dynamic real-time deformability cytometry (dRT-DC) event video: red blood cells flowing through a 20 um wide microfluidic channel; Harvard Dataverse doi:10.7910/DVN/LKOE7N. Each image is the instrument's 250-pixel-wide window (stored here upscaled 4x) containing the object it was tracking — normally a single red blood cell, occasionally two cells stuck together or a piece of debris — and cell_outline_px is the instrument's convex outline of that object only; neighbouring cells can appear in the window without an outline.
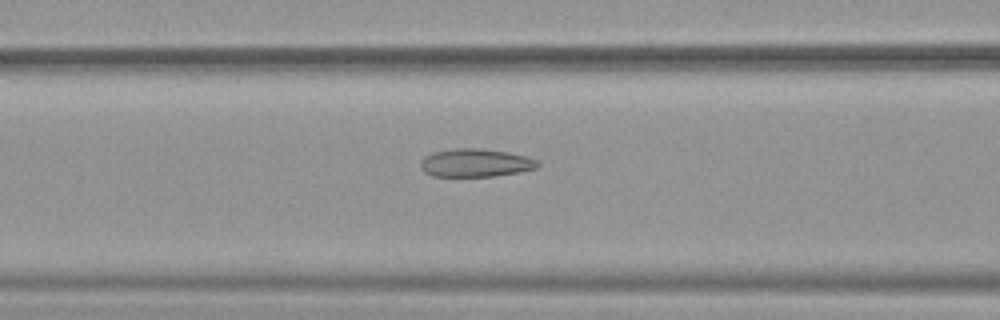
{"species": "common noctule bat (a hibernating species)", "species_latin": "Nyctalus noctula", "temperature_condition": "warm", "stored_images_in_passage": 51, "camera_frame_rate_fps": 3000, "um_per_image_px": 0.085, "animal": {"sex": "female", "body_mass_g": 19.9}, "frame": {"image": 1, "passage_image": 21, "time_ms": 6.667, "image_size_px": [1000, 320], "cell_outline_px": [[540, 164], [536, 168], [520, 172], [492, 176], [432, 176], [424, 172], [420, 168], [420, 160], [424, 156], [432, 152], [452, 148], [480, 148], [508, 152], [524, 156], [536, 160]], "centroid_in_image_um": [40.36, 13.83], "position_along_channel_um": 126.2, "area_um2": 19.31}}
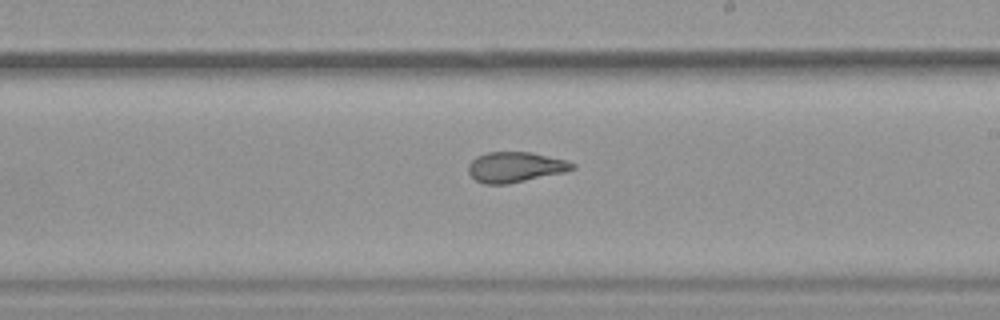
{"frame": {"image": 2, "passage_image": 30, "time_ms": 9.667, "image_size_px": [1000, 320], "cell_outline_px": [[576, 168], [564, 172], [508, 184], [484, 184], [476, 180], [468, 172], [468, 164], [476, 156], [488, 152], [532, 152], [568, 160], [576, 164]], "centroid_in_image_um": [43.82, 14.19], "position_along_channel_um": 245.2, "area_um2": 18.5}}
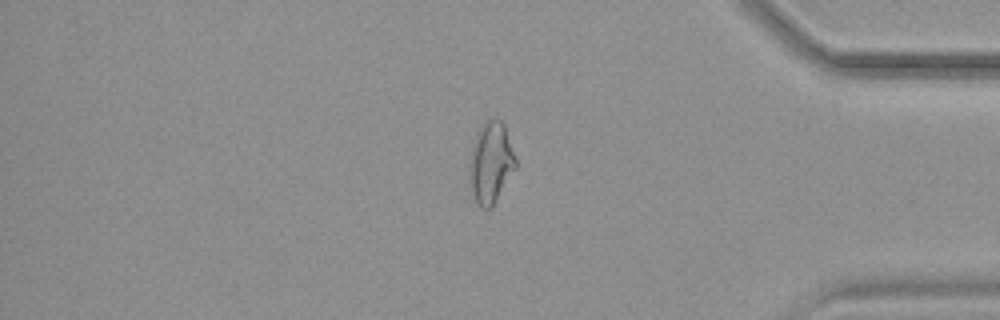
{"frame": {"image": 3, "passage_image": 43, "time_ms": 14.0, "image_size_px": [1000, 320], "cell_outline_px": [[516, 168], [492, 208], [480, 208], [476, 204], [472, 192], [468, 168], [468, 164], [472, 144], [476, 132], [484, 120], [492, 116], [500, 120], [504, 124], [516, 160]], "centroid_in_image_um": [41.69, 13.81], "position_along_channel_um": 393.5, "area_um2": 22.31}, "authors_computed_cell_mechanics": {"area_um2": 22.1952, "velocity_mm_per_s": 3.9834, "shape_relaxation_time_tau1_ms": null, "shape_relaxation_time_tau2_ms": 1.3878, "deformation_change_tau1": null, "deformation_change_tau2": 0.0909}}